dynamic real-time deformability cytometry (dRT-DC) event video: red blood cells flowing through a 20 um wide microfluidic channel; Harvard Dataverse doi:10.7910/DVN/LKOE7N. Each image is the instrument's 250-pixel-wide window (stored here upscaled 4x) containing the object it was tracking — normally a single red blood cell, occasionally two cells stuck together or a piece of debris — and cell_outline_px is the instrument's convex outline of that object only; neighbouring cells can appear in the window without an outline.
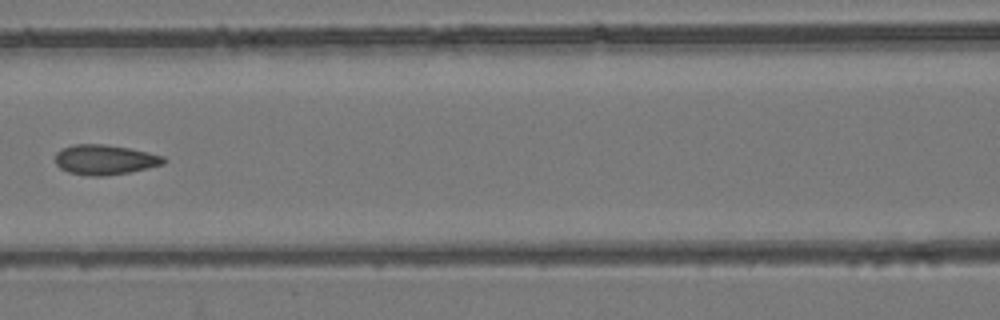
{"species": "common noctule bat (a hibernating species)", "species_latin": "Nyctalus noctula", "temperature_condition": "room temperature", "stored_images_in_passage": 8, "camera_frame_rate_fps": 3000, "um_per_image_px": 0.085, "animal": {"sex": "female", "body_mass_g": 24.6, "forearm_length_mm": 56.2}, "frame": {"image": 1, "passage_image": 7, "time_ms": 2.0, "image_size_px": [1000, 320], "cell_outline_px": [[168, 160], [164, 164], [128, 172], [104, 176], [88, 176], [68, 172], [60, 168], [56, 164], [56, 152], [72, 144], [104, 144], [128, 148], [148, 152], [164, 156]], "centroid_in_image_um": [8.91, 13.57], "position_along_channel_um": 157.7, "area_um2": 18.9}}
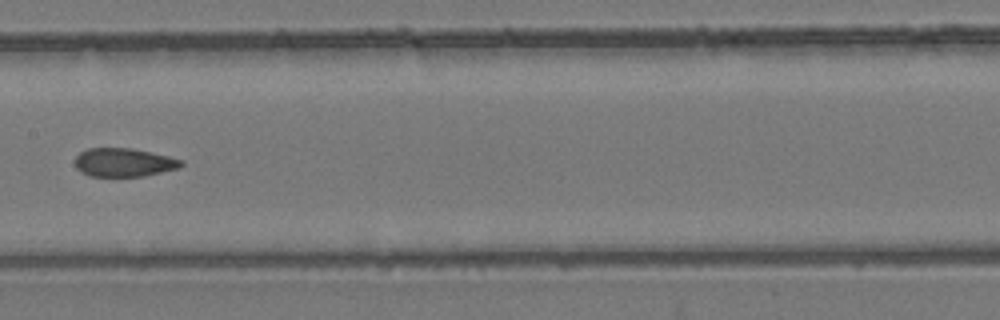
{"frame": {"image": 2, "passage_image": 8, "time_ms": 2.333, "image_size_px": [1000, 320], "cell_outline_px": [[184, 164], [180, 168], [144, 176], [88, 176], [80, 172], [76, 168], [76, 156], [80, 152], [88, 148], [132, 148], [168, 156], [184, 160]], "centroid_in_image_um": [10.54, 13.81], "position_along_channel_um": 196.9, "area_um2": 17.74}}